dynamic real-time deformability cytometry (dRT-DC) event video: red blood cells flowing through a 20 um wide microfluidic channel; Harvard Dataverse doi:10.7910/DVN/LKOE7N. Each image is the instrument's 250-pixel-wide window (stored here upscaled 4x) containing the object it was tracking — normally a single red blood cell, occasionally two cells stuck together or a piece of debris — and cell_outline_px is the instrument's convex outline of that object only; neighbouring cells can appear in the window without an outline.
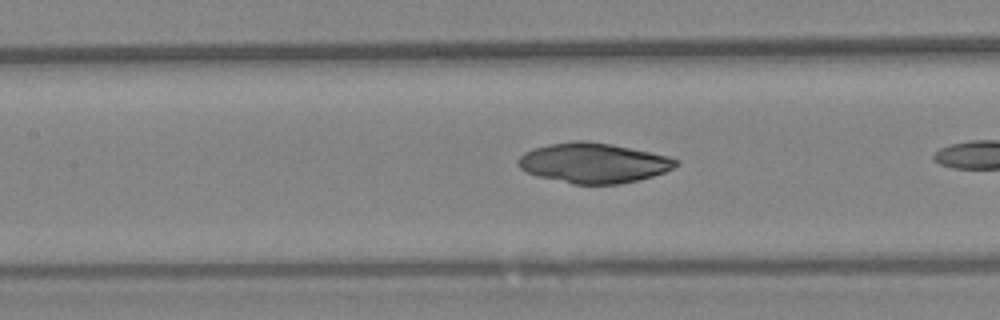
{"species": "Egyptian fruit bat (a non-hibernating species)", "species_latin": "Rousettus aegyptiacus", "temperature_condition": "warm", "stored_images_in_passage": 7, "segment_of_instrument_passage": [2, 2], "camera_frame_rate_fps": 3000, "um_per_image_px": 0.085, "animal": {"sex": "female"}, "frame": {"image": 1, "passage_image": 6, "time_ms": 1.667, "image_size_px": [1000, 320], "cell_outline_px": [[672, 164], [668, 168], [660, 172], [628, 180], [600, 184], [584, 184], [536, 172], [564, 144], [600, 144], [640, 152], [672, 160]], "centroid_in_image_um": [51.12, 13.95], "position_along_channel_um": 156.3, "area_um2": 26.88}}